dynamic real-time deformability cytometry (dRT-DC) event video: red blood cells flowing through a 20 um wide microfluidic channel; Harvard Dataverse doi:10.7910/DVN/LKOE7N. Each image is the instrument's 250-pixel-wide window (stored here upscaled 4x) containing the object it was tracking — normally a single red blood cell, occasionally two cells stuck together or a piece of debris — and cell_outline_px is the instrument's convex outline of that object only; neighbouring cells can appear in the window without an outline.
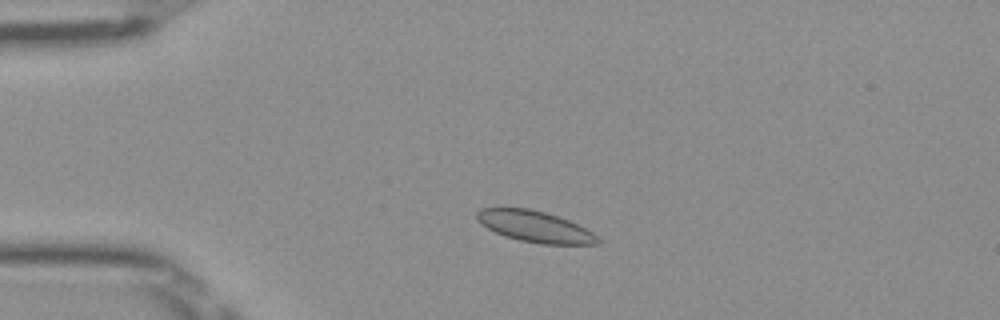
{"species": "Egyptian fruit bat (a non-hibernating species)", "species_latin": "Rousettus aegyptiacus", "temperature_condition": "room temperature", "stored_images_in_passage": 40, "camera_frame_rate_fps": 3000, "um_per_image_px": 0.085, "frame": {"image": 1, "passage_image": 1, "time_ms": 0.0, "image_size_px": [1000, 320], "cell_outline_px": [[600, 244], [540, 244], [520, 240], [504, 236], [480, 224], [476, 220], [476, 212], [480, 208], [528, 208], [544, 212], [568, 220], [592, 232], [600, 240]], "centroid_in_image_um": [45.43, 19.26], "position_along_channel_um": 39.6, "area_um2": 21.79}}
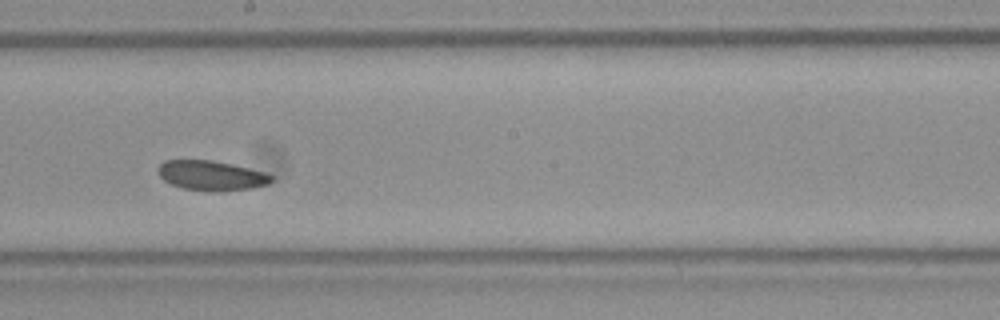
{"frame": {"image": 2, "passage_image": 18, "time_ms": 5.667, "image_size_px": [1000, 320], "cell_outline_px": [[272, 180], [268, 184], [252, 188], [216, 192], [184, 188], [172, 184], [164, 180], [160, 176], [160, 164], [164, 160], [212, 160], [232, 164], [264, 172], [272, 176]], "centroid_in_image_um": [17.99, 14.92], "position_along_channel_um": 230.2, "area_um2": 19.42}}
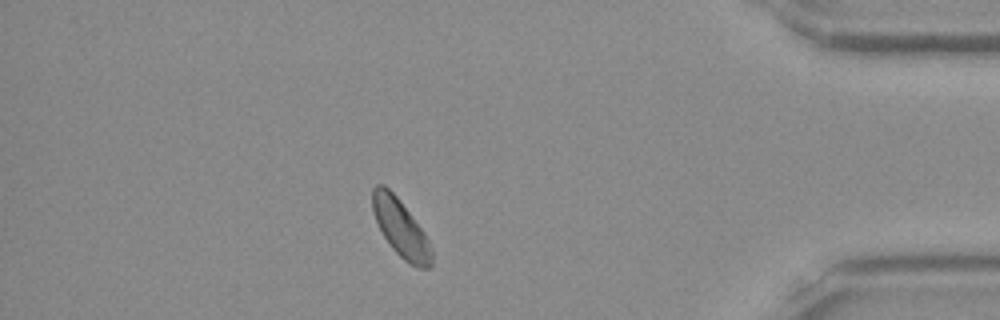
{"frame": {"image": 3, "passage_image": 34, "time_ms": 11.0, "image_size_px": [1000, 320], "cell_outline_px": [[432, 264], [428, 268], [416, 268], [404, 260], [392, 248], [384, 236], [372, 212], [372, 188], [376, 184], [384, 184], [396, 196], [424, 232], [428, 240], [432, 252]], "centroid_in_image_um": [34.05, 19.4], "position_along_channel_um": 401.2, "area_um2": 19.54}}